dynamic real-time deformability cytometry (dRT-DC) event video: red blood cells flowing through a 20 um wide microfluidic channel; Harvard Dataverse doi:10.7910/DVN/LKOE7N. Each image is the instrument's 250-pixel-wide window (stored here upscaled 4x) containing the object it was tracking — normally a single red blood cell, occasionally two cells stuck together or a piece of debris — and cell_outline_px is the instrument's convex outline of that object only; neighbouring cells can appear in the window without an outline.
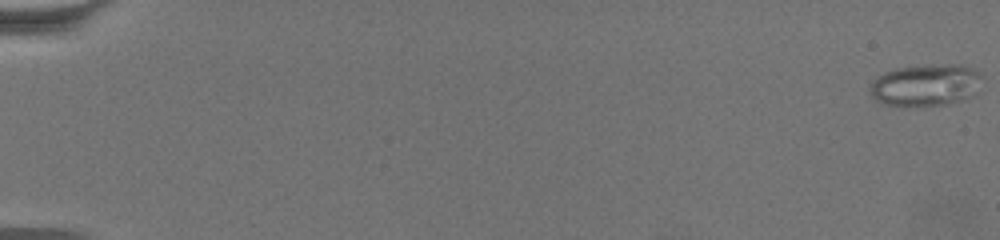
{"species": "common noctule bat (a hibernating species)", "species_latin": "Nyctalus noctula", "temperature_condition": "warm", "stored_images_in_passage": 65, "camera_frame_rate_fps": 3000, "um_per_image_px": 0.085, "animal": {"sex": "female", "body_mass_g": 19.5, "forearm_length_mm": 54.1}, "frame": {"image": 1, "passage_image": 1, "time_ms": 0.0, "image_size_px": [1000, 240], "cell_outline_px": [[984, 76], [980, 92], [972, 96], [948, 104], [884, 104], [876, 100], [868, 92], [868, 88], [872, 80], [884, 72], [896, 68], [944, 64], [960, 64], [972, 68]], "centroid_in_image_um": [78.74, 7.2], "position_along_channel_um": 6.3, "area_um2": 27.4}}
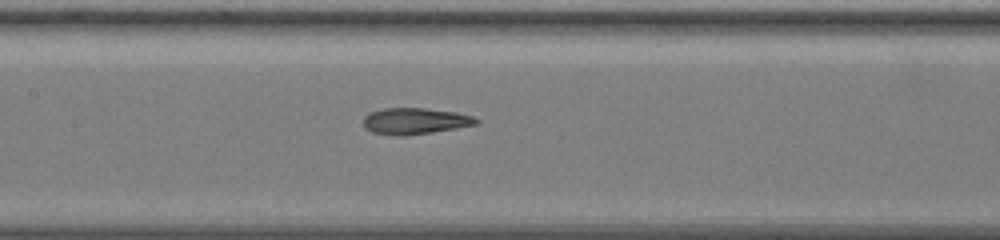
{"frame": {"image": 2, "passage_image": 34, "time_ms": 11.0, "image_size_px": [1000, 240], "cell_outline_px": [[480, 124], [432, 132], [404, 136], [392, 136], [372, 132], [364, 128], [364, 116], [368, 112], [380, 108], [424, 108], [456, 112], [472, 116], [480, 120]], "centroid_in_image_um": [35.25, 10.29], "position_along_channel_um": 172.1, "area_um2": 17.57}}
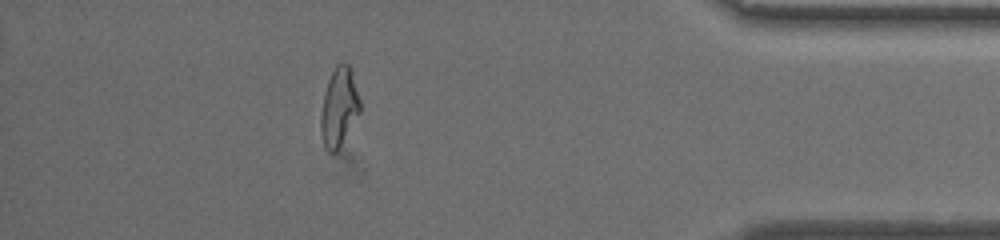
{"frame": {"image": 3, "passage_image": 58, "time_ms": 19.0, "image_size_px": [1000, 240], "cell_outline_px": [[360, 112], [336, 152], [328, 152], [324, 144], [320, 132], [320, 116], [324, 92], [328, 80], [336, 64], [340, 60], [348, 64], [360, 100]], "centroid_in_image_um": [28.79, 9.09], "position_along_channel_um": 406.4, "area_um2": 17.8}, "authors_computed_cell_mechanics": {"area_um2": 18.6116, "velocity_mm_per_s": 3.3856, "shape_relaxation_time_tau1_ms": null, "shape_relaxation_time_tau2_ms": 1.976, "deformation_change_tau1": null, "deformation_change_tau2": 0.1078}}